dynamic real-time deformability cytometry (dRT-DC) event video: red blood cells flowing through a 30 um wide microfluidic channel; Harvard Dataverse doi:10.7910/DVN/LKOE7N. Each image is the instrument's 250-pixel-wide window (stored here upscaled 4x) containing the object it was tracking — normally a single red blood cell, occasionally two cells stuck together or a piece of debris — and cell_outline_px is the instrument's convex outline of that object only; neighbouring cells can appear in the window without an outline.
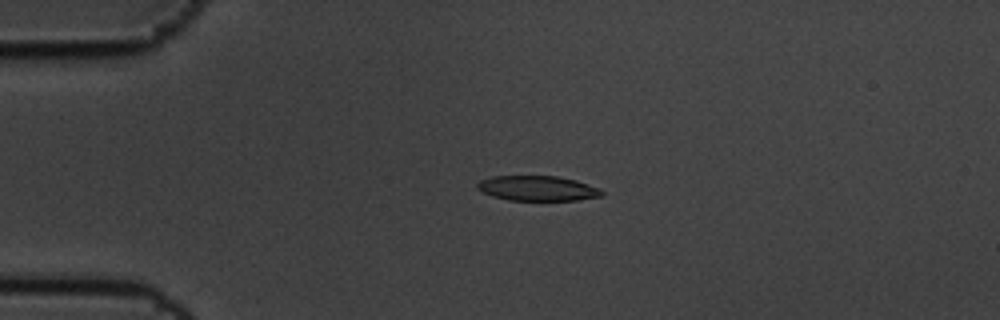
{"species": "common noctule bat (a hibernating species)", "species_latin": "Nyctalus noctula", "temperature_condition": "cold", "stored_images_in_passage": 5, "camera_frame_rate_fps": 3000, "um_per_image_px": 0.085, "animal": {"sex": "male", "body_mass_g": 19.5, "forearm_length_mm": 54.6}, "frame": {"image": 1, "passage_image": 4, "time_ms": 1.0, "image_size_px": [1000, 320], "cell_outline_px": [[604, 196], [576, 200], [508, 200], [492, 196], [476, 188], [476, 184], [480, 180], [492, 176], [556, 176], [576, 180], [600, 188], [604, 192]], "centroid_in_image_um": [45.71, 16.0], "position_along_channel_um": 39.3, "area_um2": 18.21}}